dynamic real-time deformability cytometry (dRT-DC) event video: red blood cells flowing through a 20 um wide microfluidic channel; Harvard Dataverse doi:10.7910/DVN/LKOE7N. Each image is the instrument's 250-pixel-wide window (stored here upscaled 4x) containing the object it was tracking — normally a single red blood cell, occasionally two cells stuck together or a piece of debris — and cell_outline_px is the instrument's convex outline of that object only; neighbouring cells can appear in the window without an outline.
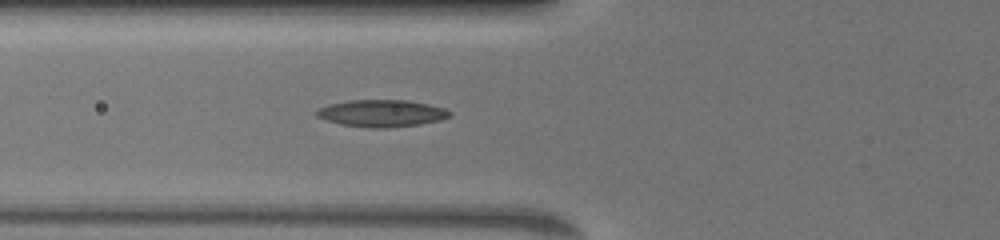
{"species": "common noctule bat (a hibernating species)", "species_latin": "Nyctalus noctula", "temperature_condition": "warm", "stored_images_in_passage": 43, "camera_frame_rate_fps": 3000, "um_per_image_px": 0.085, "animal": {"sex": "female", "body_mass_g": 19.5, "forearm_length_mm": 54.1}, "frame": {"image": 1, "passage_image": 7, "time_ms": 2.0, "image_size_px": [1000, 240], "cell_outline_px": [[452, 116], [440, 120], [420, 124], [388, 128], [364, 128], [340, 124], [316, 116], [316, 112], [320, 108], [328, 104], [348, 100], [408, 100], [428, 104], [444, 108], [452, 112]], "centroid_in_image_um": [32.46, 9.63], "position_along_channel_um": 93.3, "area_um2": 21.1}}
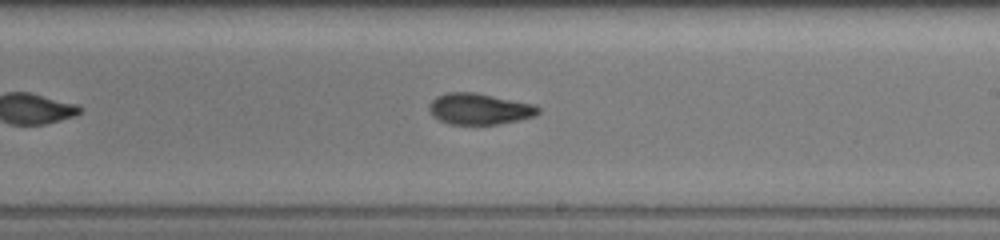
{"frame": {"image": 2, "passage_image": 21, "time_ms": 6.667, "image_size_px": [1000, 240], "cell_outline_px": [[540, 112], [536, 116], [520, 120], [496, 124], [448, 124], [432, 116], [428, 108], [428, 104], [436, 96], [448, 92], [476, 92], [536, 104], [540, 108]], "centroid_in_image_um": [40.76, 9.25], "position_along_channel_um": 248.2, "area_um2": 20.11}}
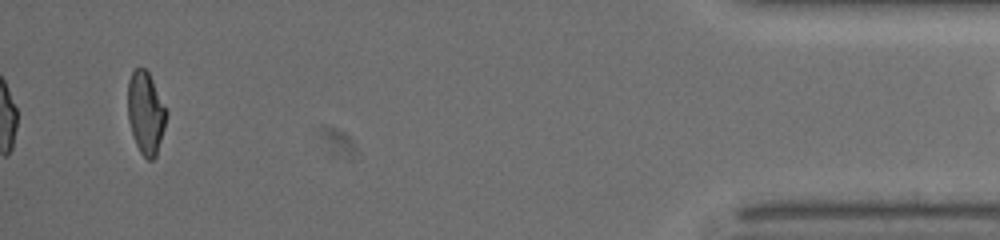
{"frame": {"image": 3, "passage_image": 43, "time_ms": 14.0, "image_size_px": [1000, 240], "cell_outline_px": [[168, 112], [164, 128], [156, 156], [152, 160], [148, 160], [140, 152], [132, 136], [128, 120], [128, 80], [132, 72], [136, 68], [144, 68], [148, 72]], "centroid_in_image_um": [12.38, 9.61], "position_along_channel_um": 422.8, "area_um2": 18.44}}